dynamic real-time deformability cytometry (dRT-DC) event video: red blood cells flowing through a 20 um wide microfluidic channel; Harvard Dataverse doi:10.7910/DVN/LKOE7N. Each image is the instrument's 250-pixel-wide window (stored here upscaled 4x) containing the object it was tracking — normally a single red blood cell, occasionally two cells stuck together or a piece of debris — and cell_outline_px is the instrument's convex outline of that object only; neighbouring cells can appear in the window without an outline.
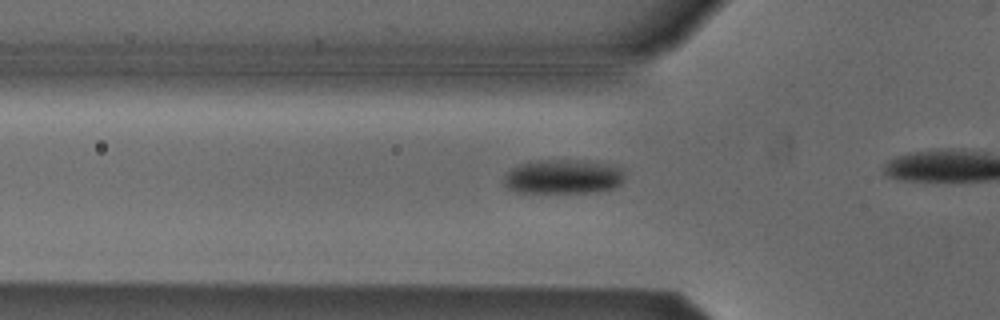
{"species": "Egyptian fruit bat (a non-hibernating species)", "species_latin": "Rousettus aegyptiacus", "temperature_condition": "cold", "stored_images_in_passage": 8, "camera_frame_rate_fps": 3000, "um_per_image_px": 0.085, "animal": {"sex": "male"}, "frame": {"image": 1, "passage_image": 3, "time_ms": 0.667, "image_size_px": [1000, 320], "cell_outline_px": [[624, 180], [616, 188], [592, 192], [516, 192], [508, 188], [504, 184], [504, 176], [512, 168], [528, 160], [588, 160], [608, 164], [624, 168]], "centroid_in_image_um": [47.9, 15.0], "position_along_channel_um": 77.9, "area_um2": 24.51}}
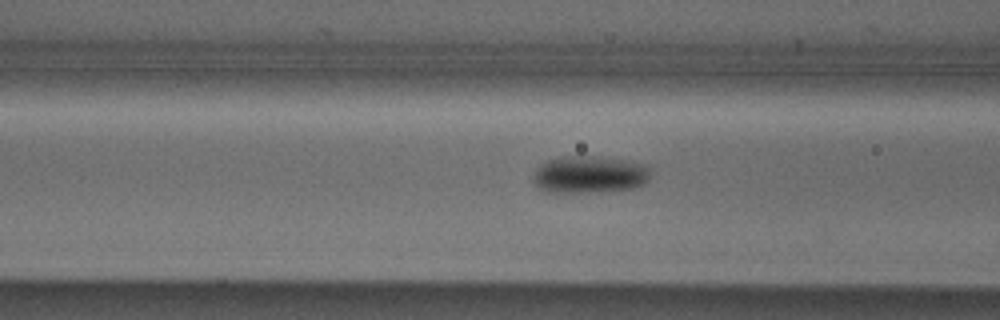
{"frame": {"image": 2, "passage_image": 6, "time_ms": 1.667, "image_size_px": [1000, 320], "cell_outline_px": [[652, 168], [648, 180], [644, 184], [632, 188], [600, 192], [544, 192], [532, 180], [532, 176], [536, 168], [540, 164], [548, 160], [560, 156], [600, 156], [628, 160], [644, 164]], "centroid_in_image_um": [50.11, 14.82], "position_along_channel_um": 116.5, "area_um2": 25.95}}